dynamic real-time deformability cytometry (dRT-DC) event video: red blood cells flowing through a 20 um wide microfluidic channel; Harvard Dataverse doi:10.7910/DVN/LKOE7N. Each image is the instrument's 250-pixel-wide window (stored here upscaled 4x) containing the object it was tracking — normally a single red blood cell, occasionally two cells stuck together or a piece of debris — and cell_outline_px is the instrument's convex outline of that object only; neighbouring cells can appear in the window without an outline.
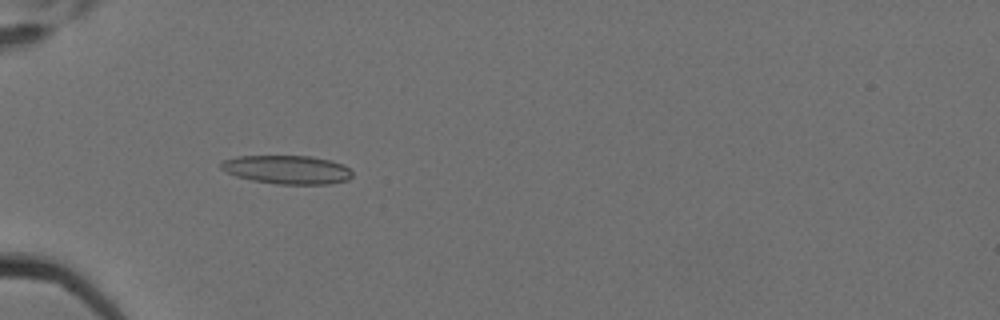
{"species": "Egyptian fruit bat (a non-hibernating species)", "species_latin": "Rousettus aegyptiacus", "temperature_condition": "cold", "stored_images_in_passage": 5, "camera_frame_rate_fps": 3000, "um_per_image_px": 0.085, "animal": {"sex": "female"}, "frame": {"image": 1, "passage_image": 5, "time_ms": 1.333, "image_size_px": [1000, 320], "cell_outline_px": [[352, 176], [348, 180], [332, 184], [276, 184], [252, 180], [236, 176], [220, 168], [220, 164], [224, 160], [236, 156], [312, 156], [344, 164], [352, 172]], "centroid_in_image_um": [24.43, 14.42], "position_along_channel_um": 60.6, "area_um2": 21.91}}